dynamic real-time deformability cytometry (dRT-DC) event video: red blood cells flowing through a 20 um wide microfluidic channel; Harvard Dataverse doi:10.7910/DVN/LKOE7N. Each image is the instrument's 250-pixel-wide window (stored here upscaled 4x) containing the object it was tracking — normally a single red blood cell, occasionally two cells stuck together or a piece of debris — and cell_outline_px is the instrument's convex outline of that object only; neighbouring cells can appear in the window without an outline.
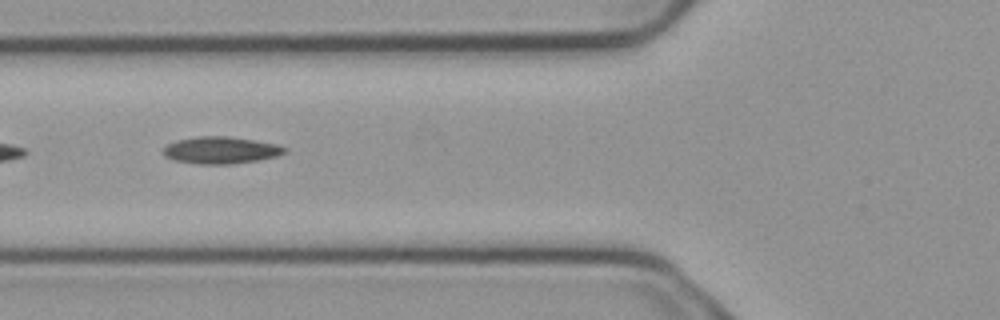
{"species": "common noctule bat (a hibernating species)", "species_latin": "Nyctalus noctula", "temperature_condition": "cold", "stored_images_in_passage": 4, "camera_frame_rate_fps": 3000, "um_per_image_px": 0.085, "animal": {"sex": "male", "body_mass_g": 23.1, "forearm_length_mm": 52.7}, "frame": {"image": 1, "passage_image": 2, "time_ms": 0.333, "image_size_px": [1000, 320], "cell_outline_px": [[288, 148], [284, 152], [276, 156], [256, 160], [232, 164], [196, 164], [172, 160], [164, 156], [164, 148], [168, 144], [176, 140], [200, 136], [228, 136], [276, 144]], "centroid_in_image_um": [18.73, 12.77], "position_along_channel_um": 107.1, "area_um2": 18.96}}
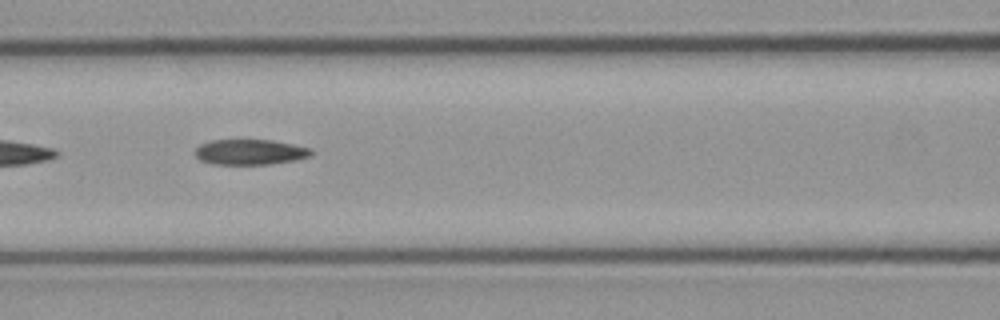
{"frame": {"image": 2, "passage_image": 3, "time_ms": 0.667, "image_size_px": [1000, 320], "cell_outline_px": [[312, 156], [296, 160], [268, 164], [212, 164], [200, 160], [196, 156], [196, 148], [200, 144], [212, 140], [272, 140], [312, 148]], "centroid_in_image_um": [21.28, 12.92], "position_along_channel_um": 145.3, "area_um2": 17.17}}
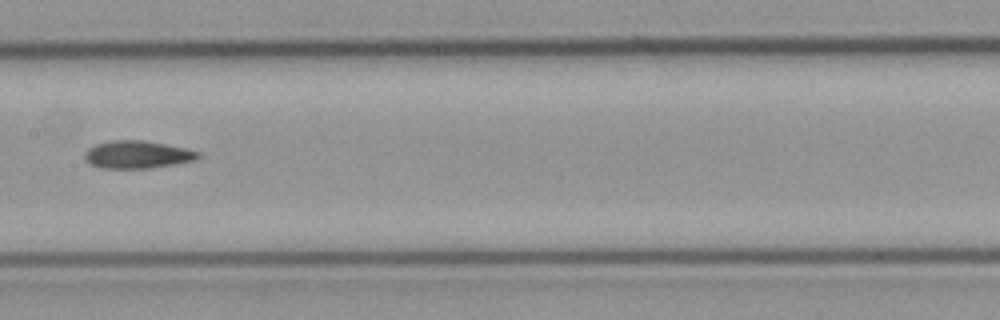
{"frame": {"image": 3, "passage_image": 4, "time_ms": 1.0, "image_size_px": [1000, 320], "cell_outline_px": [[200, 156], [196, 160], [148, 168], [104, 168], [92, 164], [84, 156], [84, 152], [88, 148], [96, 144], [108, 140], [144, 140], [184, 148], [200, 152]], "centroid_in_image_um": [11.66, 13.12], "position_along_channel_um": 195.7, "area_um2": 18.03}}